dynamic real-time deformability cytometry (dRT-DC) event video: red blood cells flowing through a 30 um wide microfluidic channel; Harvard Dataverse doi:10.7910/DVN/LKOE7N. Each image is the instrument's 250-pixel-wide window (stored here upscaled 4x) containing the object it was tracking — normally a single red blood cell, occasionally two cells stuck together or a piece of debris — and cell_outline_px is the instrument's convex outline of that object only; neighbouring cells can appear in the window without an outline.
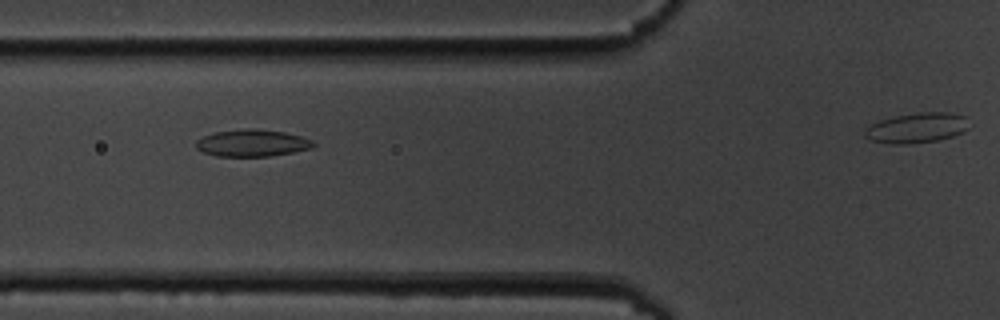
{"species": "common noctule bat (a hibernating species)", "species_latin": "Nyctalus noctula", "temperature_condition": "cold", "stored_images_in_passage": 10, "camera_frame_rate_fps": 3000, "um_per_image_px": 0.085, "animal": {"sex": "male", "body_mass_g": 19.5, "forearm_length_mm": 54.6}, "frame": {"image": 1, "passage_image": 2, "time_ms": 1.0, "image_size_px": [1000, 320], "cell_outline_px": [[316, 144], [312, 148], [292, 152], [268, 156], [216, 156], [204, 152], [196, 148], [196, 140], [204, 136], [216, 132], [244, 128], [256, 128], [284, 132], [300, 136], [312, 140]], "centroid_in_image_um": [21.43, 12.15], "position_along_channel_um": 104.4, "area_um2": 18.38}}
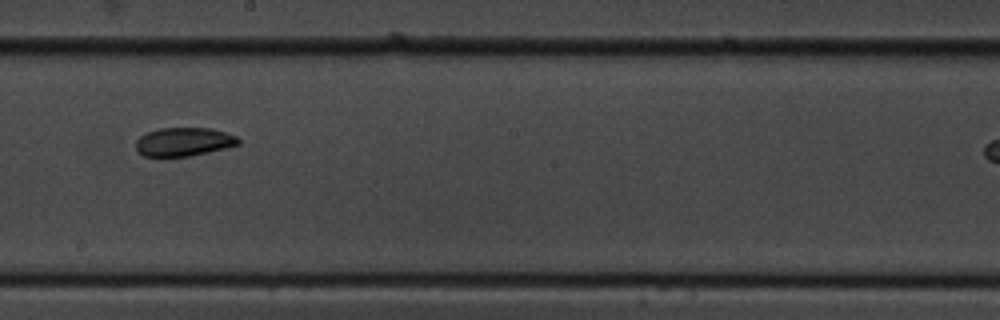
{"frame": {"image": 2, "passage_image": 5, "time_ms": 4.667, "image_size_px": [1000, 320], "cell_outline_px": [[240, 144], [208, 152], [188, 156], [144, 156], [136, 152], [136, 140], [140, 136], [148, 132], [160, 128], [212, 128], [236, 136], [240, 140]], "centroid_in_image_um": [15.6, 12.05], "position_along_channel_um": 232.6, "area_um2": 16.99}}
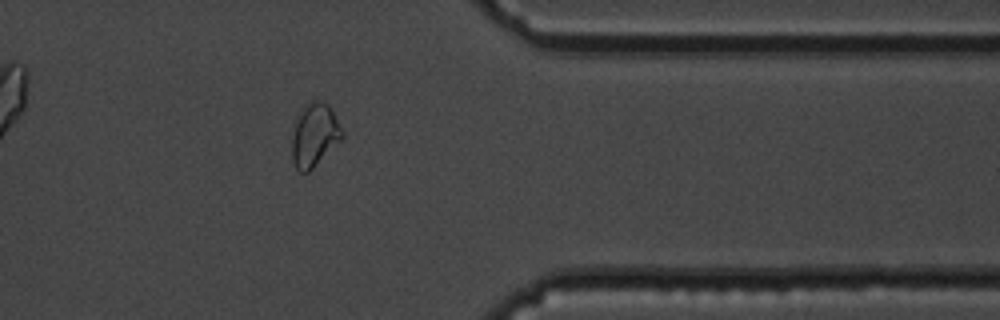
{"frame": {"image": 3, "passage_image": 10, "time_ms": 11.333, "image_size_px": [1000, 320], "cell_outline_px": [[344, 136], [308, 172], [300, 172], [296, 168], [292, 160], [292, 136], [296, 120], [308, 100], [316, 96], [328, 104], [344, 132]], "centroid_in_image_um": [26.72, 11.42], "position_along_channel_um": 384.7, "area_um2": 18.44}, "authors_computed_cell_mechanics": {"area_um2": 17.4845, "velocity_mm_per_s": 3.5061, "shape_relaxation_time_tau1_ms": 3.9328, "shape_relaxation_time_tau2_ms": null, "deformation_change_tau1": 0.0654, "deformation_change_tau2": null}}